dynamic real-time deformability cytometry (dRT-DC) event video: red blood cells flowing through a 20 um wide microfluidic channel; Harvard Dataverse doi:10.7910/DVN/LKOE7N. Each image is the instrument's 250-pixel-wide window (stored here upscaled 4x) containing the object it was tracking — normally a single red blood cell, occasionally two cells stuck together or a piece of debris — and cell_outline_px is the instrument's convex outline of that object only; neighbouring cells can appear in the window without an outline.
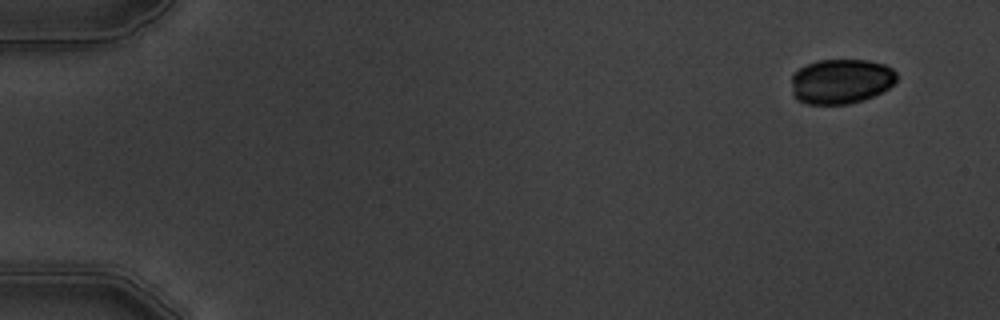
{"species": "common noctule bat (a hibernating species)", "species_latin": "Nyctalus noctula", "temperature_condition": "warm", "stored_images_in_passage": 5, "camera_frame_rate_fps": 3000, "um_per_image_px": 0.085, "animal": {"sex": "male", "body_mass_g": 19.5, "forearm_length_mm": 54.6}, "frame": {"image": 1, "passage_image": 1, "time_ms": 0.0, "image_size_px": [1000, 320], "cell_outline_px": [[896, 80], [888, 88], [864, 100], [848, 104], [808, 104], [796, 100], [792, 96], [792, 72], [816, 60], [868, 60], [884, 64], [892, 68], [896, 72]], "centroid_in_image_um": [71.45, 6.91], "position_along_channel_um": 13.6, "area_um2": 27.69}}
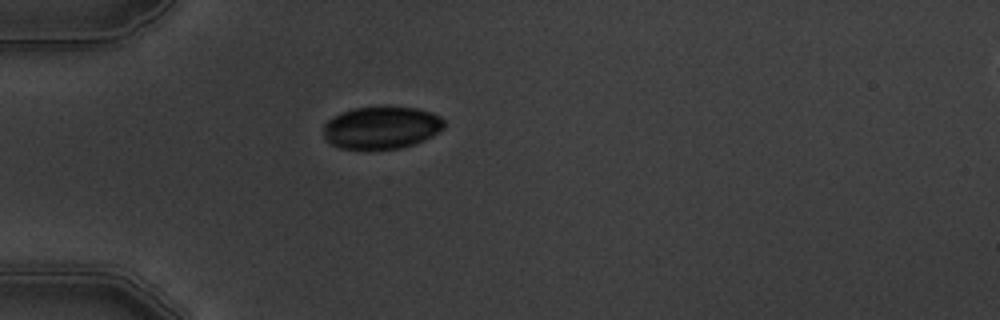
{"frame": {"image": 2, "passage_image": 4, "time_ms": 4.333, "image_size_px": [1000, 320], "cell_outline_px": [[444, 128], [432, 136], [424, 140], [400, 148], [340, 148], [332, 144], [324, 136], [324, 124], [332, 116], [340, 112], [352, 108], [384, 104], [416, 108], [432, 112], [440, 116], [444, 120]], "centroid_in_image_um": [32.43, 10.79], "position_along_channel_um": 52.6, "area_um2": 30.29}}